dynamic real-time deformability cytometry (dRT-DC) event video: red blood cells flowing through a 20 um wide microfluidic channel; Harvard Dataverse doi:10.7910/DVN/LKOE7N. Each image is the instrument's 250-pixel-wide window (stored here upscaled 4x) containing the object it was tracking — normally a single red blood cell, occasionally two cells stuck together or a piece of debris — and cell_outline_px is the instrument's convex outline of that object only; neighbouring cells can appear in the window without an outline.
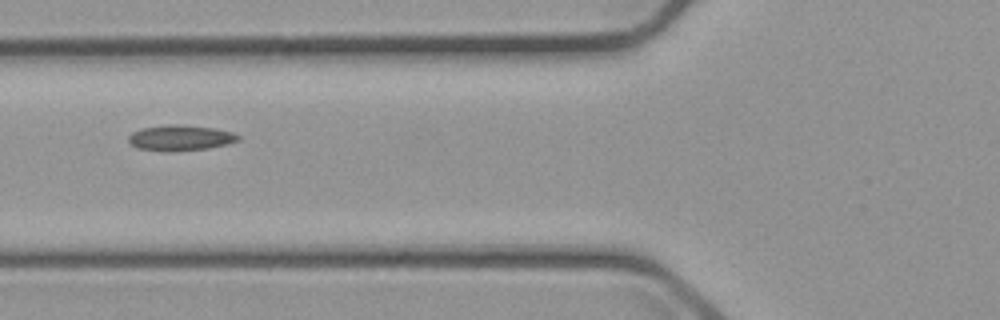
{"species": "common noctule bat (a hibernating species)", "species_latin": "Nyctalus noctula", "temperature_condition": "cold", "stored_images_in_passage": 7, "camera_frame_rate_fps": 3000, "um_per_image_px": 0.085, "animal": {"sex": "male", "body_mass_g": 23.1, "forearm_length_mm": 52.7}, "frame": {"image": 1, "passage_image": 5, "time_ms": 6.0, "image_size_px": [1000, 320], "cell_outline_px": [[240, 140], [228, 144], [208, 148], [136, 148], [128, 140], [128, 136], [132, 132], [140, 128], [164, 124], [184, 124], [216, 128], [232, 132], [240, 136]], "centroid_in_image_um": [15.38, 11.64], "position_along_channel_um": 110.4, "area_um2": 15.66}}
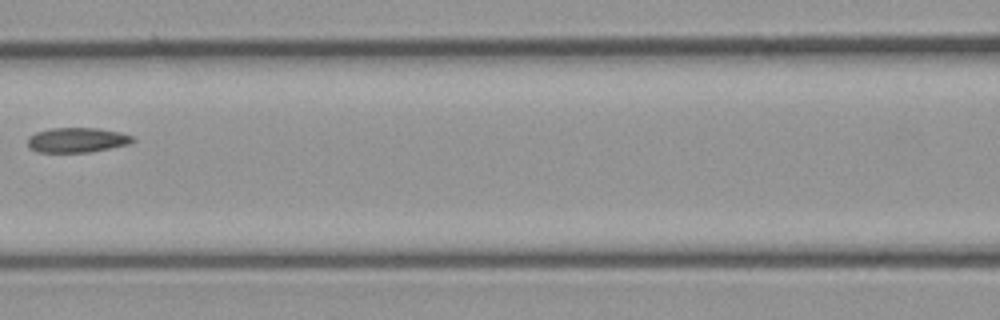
{"frame": {"image": 2, "passage_image": 6, "time_ms": 7.333, "image_size_px": [1000, 320], "cell_outline_px": [[136, 140], [128, 144], [88, 152], [36, 152], [28, 148], [28, 136], [36, 132], [48, 128], [96, 128], [120, 132], [132, 136]], "centroid_in_image_um": [6.5, 11.9], "position_along_channel_um": 160.1, "area_um2": 15.2}}
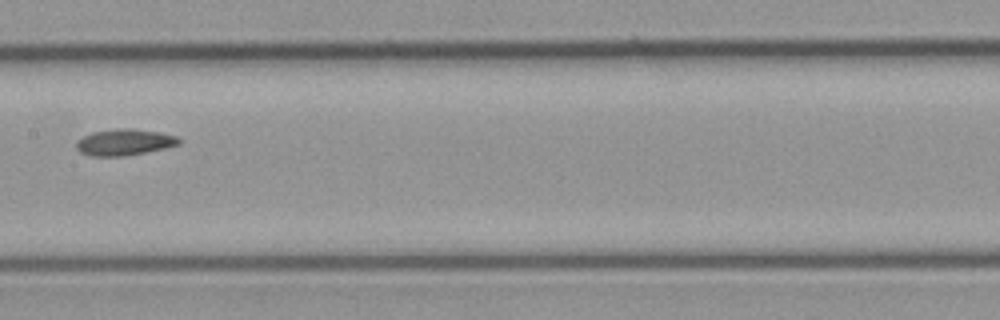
{"frame": {"image": 3, "passage_image": 7, "time_ms": 8.333, "image_size_px": [1000, 320], "cell_outline_px": [[180, 144], [164, 148], [124, 156], [92, 156], [80, 152], [76, 148], [76, 144], [84, 136], [92, 132], [116, 128], [132, 128], [160, 132], [176, 136], [180, 140]], "centroid_in_image_um": [10.57, 12.08], "position_along_channel_um": 196.8, "area_um2": 15.61}}